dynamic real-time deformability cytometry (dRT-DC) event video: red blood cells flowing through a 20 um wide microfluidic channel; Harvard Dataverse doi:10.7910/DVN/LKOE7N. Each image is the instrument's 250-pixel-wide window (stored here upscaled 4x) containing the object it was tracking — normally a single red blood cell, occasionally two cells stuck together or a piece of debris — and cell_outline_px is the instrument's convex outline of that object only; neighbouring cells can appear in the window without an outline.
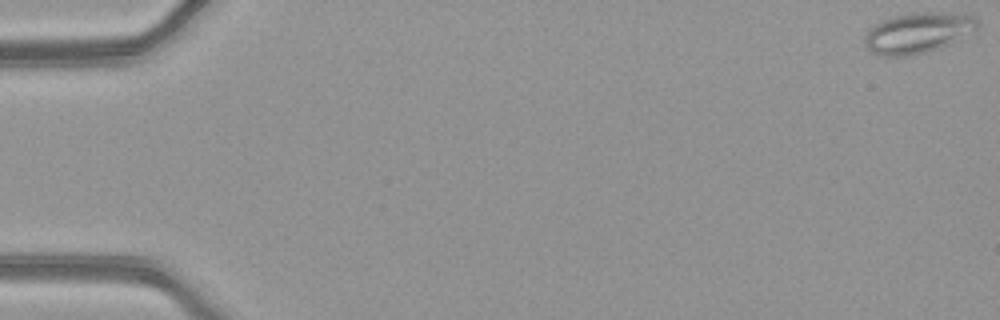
{"species": "common noctule bat (a hibernating species)", "species_latin": "Nyctalus noctula", "temperature_condition": "warm", "stored_images_in_passage": 52, "camera_frame_rate_fps": 3000, "um_per_image_px": 0.085, "animal": {"sex": "female", "body_mass_g": 21.9}, "frame": {"image": 1, "passage_image": 1, "time_ms": 0.0, "image_size_px": [1000, 320], "cell_outline_px": [[980, 24], [976, 32], [948, 44], [924, 52], [908, 56], [880, 56], [872, 52], [864, 44], [864, 36], [880, 20], [892, 16], [912, 12], [964, 12], [976, 16]], "centroid_in_image_um": [78.09, 2.75], "position_along_channel_um": 6.9, "area_um2": 27.17}}
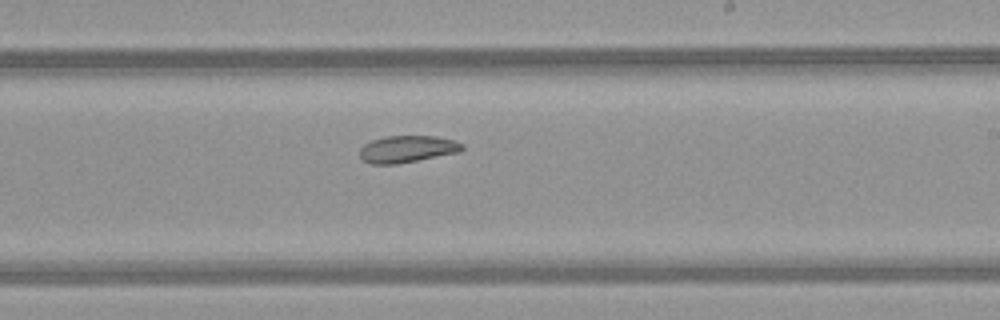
{"frame": {"image": 2, "passage_image": 32, "time_ms": 10.333, "image_size_px": [1000, 320], "cell_outline_px": [[464, 148], [460, 152], [396, 164], [368, 164], [360, 160], [360, 148], [364, 144], [372, 140], [388, 136], [436, 136], [456, 140], [464, 144]], "centroid_in_image_um": [34.61, 12.67], "position_along_channel_um": 254.4, "area_um2": 16.24}}
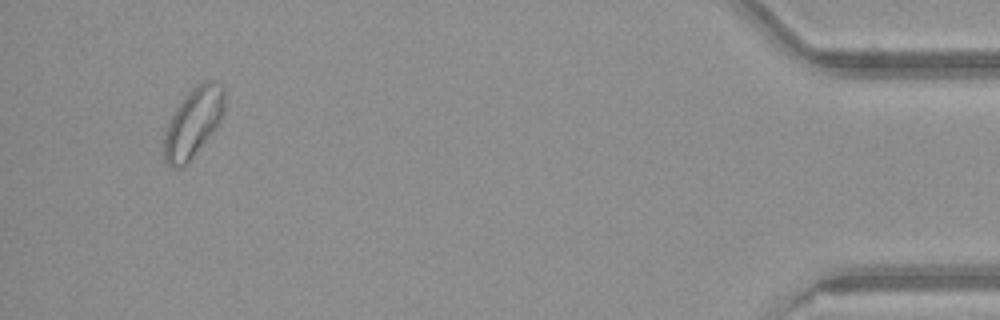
{"frame": {"image": 3, "passage_image": 50, "time_ms": 16.333, "image_size_px": [1000, 320], "cell_outline_px": [[224, 112], [216, 128], [192, 156], [180, 168], [172, 168], [164, 160], [164, 132], [176, 108], [192, 88], [196, 84], [204, 80], [216, 80], [224, 84]], "centroid_in_image_um": [16.45, 10.36], "position_along_channel_um": 418.8, "area_um2": 24.16}}